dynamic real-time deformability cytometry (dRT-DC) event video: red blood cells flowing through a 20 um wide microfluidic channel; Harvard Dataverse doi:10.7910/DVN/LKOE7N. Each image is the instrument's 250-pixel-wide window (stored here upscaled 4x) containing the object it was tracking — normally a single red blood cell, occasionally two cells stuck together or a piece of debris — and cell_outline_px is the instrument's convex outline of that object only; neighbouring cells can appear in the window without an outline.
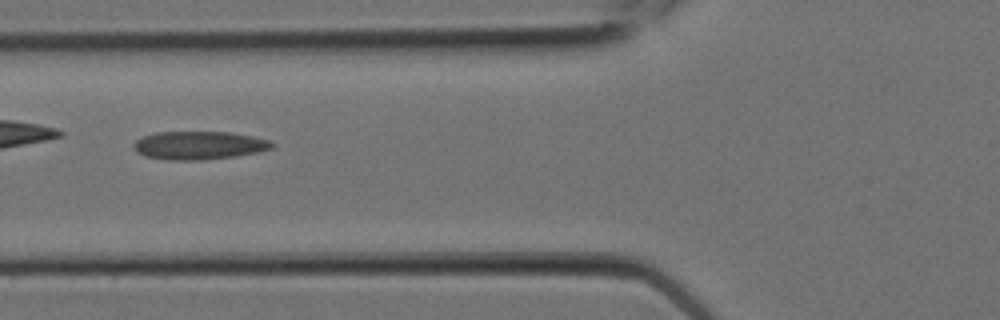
{"species": "Egyptian fruit bat (a non-hibernating species)", "species_latin": "Rousettus aegyptiacus", "temperature_condition": "room temperature", "stored_images_in_passage": 9, "camera_frame_rate_fps": 3000, "um_per_image_px": 0.085, "animal": {"sex": "female"}, "frame": {"image": 1, "passage_image": 7, "time_ms": 2.0, "image_size_px": [1000, 320], "cell_outline_px": [[276, 148], [260, 152], [236, 156], [200, 160], [168, 160], [144, 156], [136, 152], [132, 144], [136, 140], [144, 136], [156, 132], [228, 132], [252, 136], [268, 140], [276, 144]], "centroid_in_image_um": [16.94, 12.36], "position_along_channel_um": 108.9, "area_um2": 22.95}}